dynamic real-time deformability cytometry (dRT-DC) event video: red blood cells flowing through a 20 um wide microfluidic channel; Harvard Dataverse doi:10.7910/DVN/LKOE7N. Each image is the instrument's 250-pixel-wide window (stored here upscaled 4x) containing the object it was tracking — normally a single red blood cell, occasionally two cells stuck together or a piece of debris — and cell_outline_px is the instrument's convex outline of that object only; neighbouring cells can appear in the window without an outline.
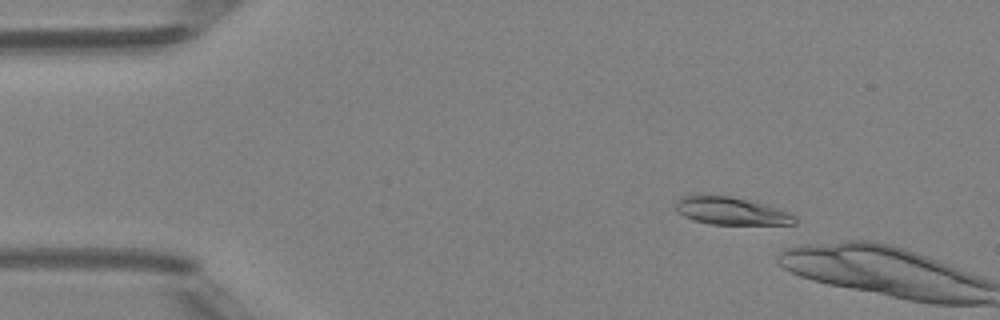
{"species": "Egyptian fruit bat (a non-hibernating species)", "species_latin": "Rousettus aegyptiacus", "temperature_condition": "room temperature", "stored_images_in_passage": 8, "camera_frame_rate_fps": 3000, "um_per_image_px": 0.085, "animal": {"sex": "female"}, "frame": {"image": 1, "passage_image": 6, "time_ms": 1.667, "image_size_px": [1000, 320], "cell_outline_px": [[796, 224], [712, 224], [696, 220], [684, 216], [676, 212], [676, 200], [684, 196], [728, 196], [780, 208], [792, 212], [796, 216]], "centroid_in_image_um": [62.2, 17.95], "position_along_channel_um": 22.8, "area_um2": 18.84}}